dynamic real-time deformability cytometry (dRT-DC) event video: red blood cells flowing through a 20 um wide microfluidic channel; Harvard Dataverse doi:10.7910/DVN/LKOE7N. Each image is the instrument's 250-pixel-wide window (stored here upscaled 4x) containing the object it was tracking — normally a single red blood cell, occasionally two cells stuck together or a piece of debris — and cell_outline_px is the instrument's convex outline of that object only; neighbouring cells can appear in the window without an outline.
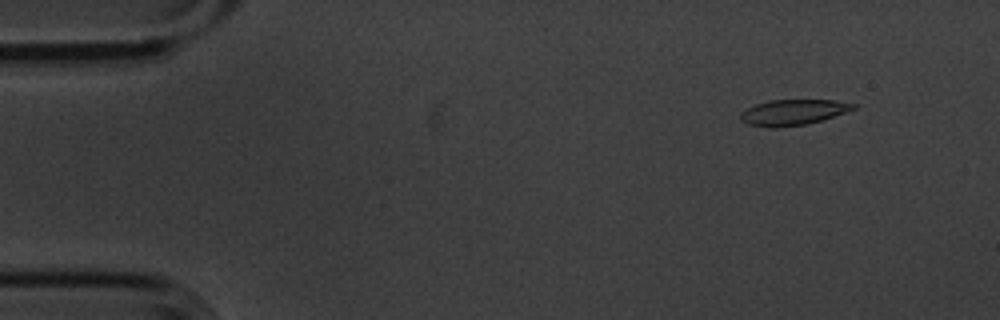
{"species": "common noctule bat (a hibernating species)", "species_latin": "Nyctalus noctula", "temperature_condition": "cold", "stored_images_in_passage": 5, "camera_frame_rate_fps": 3000, "um_per_image_px": 0.085, "animal": {"sex": "male", "body_mass_g": 20.1, "forearm_length_mm": 53.5}, "frame": {"image": 1, "passage_image": 2, "time_ms": 0.333, "image_size_px": [1000, 320], "cell_outline_px": [[856, 108], [824, 120], [808, 124], [776, 128], [772, 128], [748, 124], [740, 120], [740, 112], [756, 104], [768, 100], [832, 100], [856, 104]], "centroid_in_image_um": [67.4, 9.55], "position_along_channel_um": 17.6, "area_um2": 16.94}}
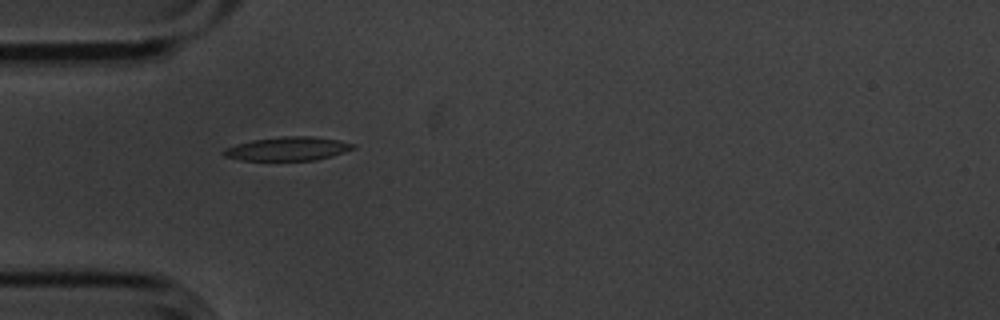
{"frame": {"image": 2, "passage_image": 5, "time_ms": 1.333, "image_size_px": [1000, 320], "cell_outline_px": [[356, 148], [332, 156], [316, 160], [240, 160], [224, 156], [220, 152], [224, 148], [236, 144], [252, 140], [284, 136], [312, 136], [340, 140], [356, 144]], "centroid_in_image_um": [24.46, 12.64], "position_along_channel_um": 60.5, "area_um2": 18.03}}